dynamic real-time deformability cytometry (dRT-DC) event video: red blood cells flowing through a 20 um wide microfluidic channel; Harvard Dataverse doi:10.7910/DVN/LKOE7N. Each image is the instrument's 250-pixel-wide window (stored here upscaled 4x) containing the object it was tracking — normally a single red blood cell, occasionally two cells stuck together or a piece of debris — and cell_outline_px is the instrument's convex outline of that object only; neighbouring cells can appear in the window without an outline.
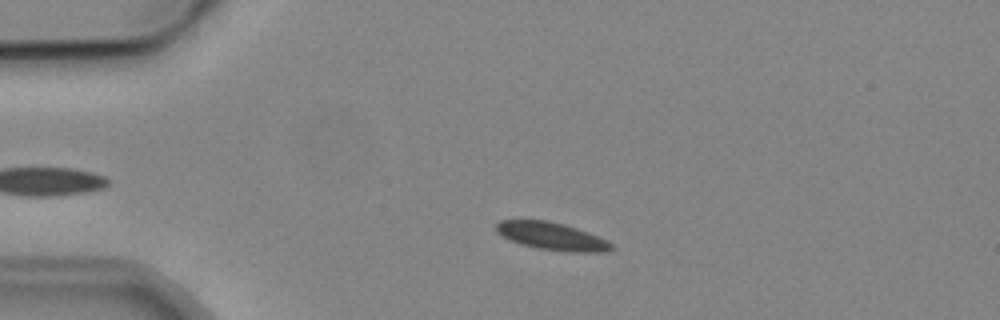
{"species": "common noctule bat (a hibernating species)", "species_latin": "Nyctalus noctula", "temperature_condition": "cold", "stored_images_in_passage": 3, "camera_frame_rate_fps": 3000, "um_per_image_px": 0.085, "animal": {"sex": "male", "body_mass_g": 19.2, "forearm_length_mm": 51.8}, "frame": {"image": 1, "passage_image": 2, "time_ms": 1.0, "image_size_px": [1000, 320], "cell_outline_px": [[616, 248], [604, 252], [568, 252], [536, 248], [520, 244], [496, 232], [496, 224], [500, 220], [548, 220], [564, 224], [588, 232], [608, 240]], "centroid_in_image_um": [46.94, 20.08], "position_along_channel_um": 38.1, "area_um2": 18.61}}